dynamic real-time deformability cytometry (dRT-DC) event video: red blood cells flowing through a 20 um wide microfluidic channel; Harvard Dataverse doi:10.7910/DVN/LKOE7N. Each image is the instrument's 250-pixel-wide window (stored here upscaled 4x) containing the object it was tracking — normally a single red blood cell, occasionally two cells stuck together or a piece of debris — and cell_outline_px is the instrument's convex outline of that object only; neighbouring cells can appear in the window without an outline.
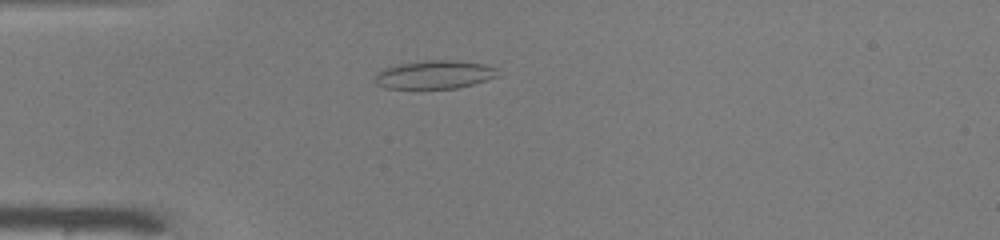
{"species": "common noctule bat (a hibernating species)", "species_latin": "Nyctalus noctula", "temperature_condition": "warm", "stored_images_in_passage": 36, "camera_frame_rate_fps": 3000, "um_per_image_px": 0.085, "animal": {"sex": "male", "body_mass_g": 19.0, "forearm_length_mm": 50.8}, "frame": {"image": 1, "passage_image": 1, "time_ms": 0.0, "image_size_px": [1000, 240], "cell_outline_px": [[500, 76], [472, 84], [456, 88], [384, 88], [376, 84], [372, 80], [376, 72], [384, 68], [400, 64], [424, 60], [456, 60], [484, 64], [496, 68]], "centroid_in_image_um": [36.9, 6.34], "position_along_channel_um": 48.1, "area_um2": 20.4}}
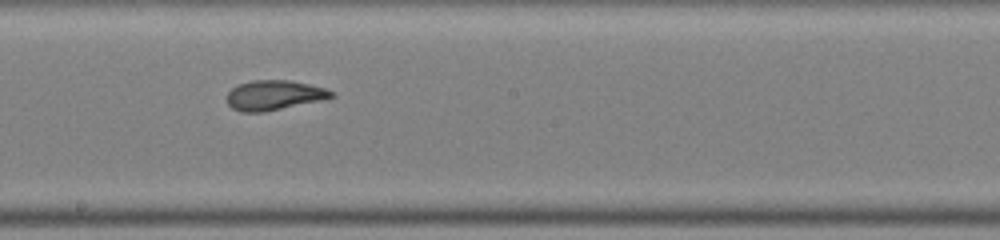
{"frame": {"image": 2, "passage_image": 15, "time_ms": 4.667, "image_size_px": [1000, 240], "cell_outline_px": [[336, 96], [320, 100], [264, 112], [240, 112], [232, 108], [228, 104], [228, 92], [232, 88], [240, 84], [252, 80], [288, 80], [308, 84], [324, 88], [336, 92]], "centroid_in_image_um": [23.3, 8.09], "position_along_channel_um": 224.9, "area_um2": 17.98}}
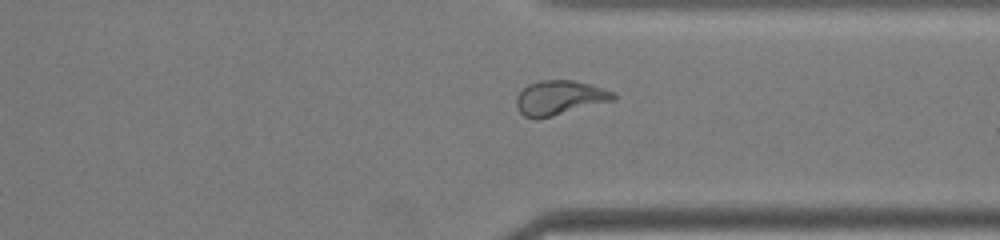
{"frame": {"image": 3, "passage_image": 25, "time_ms": 8.0, "image_size_px": [1000, 240], "cell_outline_px": [[616, 100], [536, 120], [524, 116], [520, 112], [516, 104], [516, 96], [528, 84], [540, 80], [576, 80], [612, 92], [616, 96]], "centroid_in_image_um": [47.54, 8.32], "position_along_channel_um": 363.9, "area_um2": 19.42}, "authors_computed_cell_mechanics": {"area_um2": 19.2185, "velocity_mm_per_s": 4.1473, "shape_relaxation_time_tau1_ms": 10.0214, "shape_relaxation_time_tau2_ms": 1.6749, "deformation_change_tau1": 0.2831, "deformation_change_tau2": 0.0888}}